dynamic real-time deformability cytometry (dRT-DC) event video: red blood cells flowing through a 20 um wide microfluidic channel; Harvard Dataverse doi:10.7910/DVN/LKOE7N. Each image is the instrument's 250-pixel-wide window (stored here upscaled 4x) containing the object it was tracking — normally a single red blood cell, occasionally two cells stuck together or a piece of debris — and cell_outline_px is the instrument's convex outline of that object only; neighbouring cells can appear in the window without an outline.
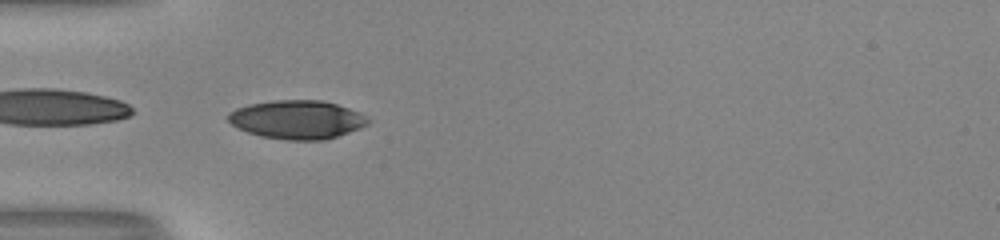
{"species": "human", "species_latin": "Homo sapiens", "temperature_condition": "room temperature", "stored_images_in_passage": 37, "camera_frame_rate_fps": 3000, "um_per_image_px": 0.085, "donor": {"sex": "male"}, "frame": {"image": 1, "passage_image": 1, "time_ms": 0.0, "image_size_px": [1000, 240], "cell_outline_px": [[368, 124], [360, 128], [324, 140], [288, 140], [260, 136], [248, 132], [232, 124], [228, 120], [228, 112], [236, 108], [248, 104], [272, 100], [324, 100], [360, 112], [368, 120]], "centroid_in_image_um": [25.23, 10.15], "position_along_channel_um": 59.8, "area_um2": 31.33}}
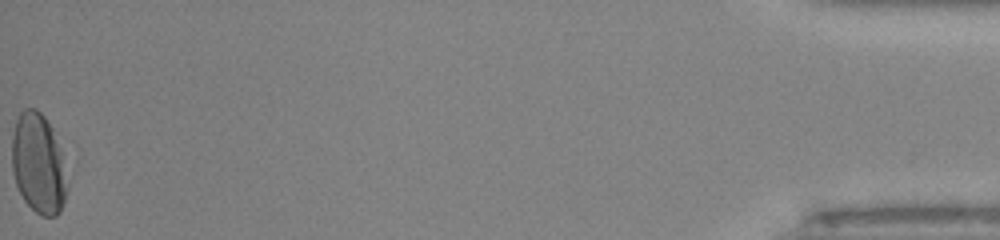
{"frame": {"image": 2, "passage_image": 37, "time_ms": 12.0, "image_size_px": [1000, 240], "cell_outline_px": [[68, 188], [60, 212], [56, 216], [40, 216], [24, 200], [16, 184], [12, 168], [12, 136], [16, 120], [20, 112], [24, 108], [36, 108], [44, 116], [52, 128], [60, 148], [68, 184]], "centroid_in_image_um": [3.26, 13.9], "position_along_channel_um": 431.9, "area_um2": 32.25}, "authors_computed_cell_mechanics": {"area_um2": 30.345, "velocity_mm_per_s": 3.9651, "shape_relaxation_time_tau1_ms": 3.0527, "shape_relaxation_time_tau2_ms": null, "deformation_change_tau1": 0.1376, "deformation_change_tau2": null}}